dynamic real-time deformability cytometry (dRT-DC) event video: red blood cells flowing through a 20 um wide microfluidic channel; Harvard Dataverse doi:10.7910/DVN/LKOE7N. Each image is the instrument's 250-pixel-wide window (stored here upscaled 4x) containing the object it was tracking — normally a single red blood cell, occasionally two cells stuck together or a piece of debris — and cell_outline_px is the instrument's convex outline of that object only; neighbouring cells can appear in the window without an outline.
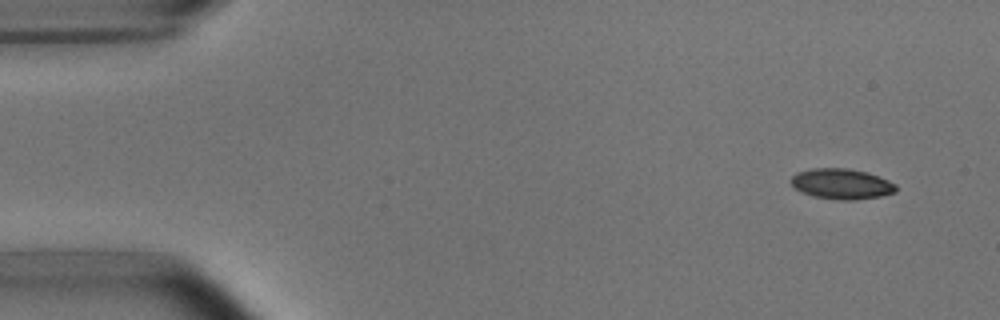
{"species": "common noctule bat (a hibernating species)", "species_latin": "Nyctalus noctula", "temperature_condition": "room temperature", "stored_images_in_passage": 3, "camera_frame_rate_fps": 3000, "um_per_image_px": 0.085, "animal": {"sex": "male", "body_mass_g": 15.6}, "frame": {"image": 1, "passage_image": 1, "time_ms": 0.0, "image_size_px": [1000, 320], "cell_outline_px": [[896, 192], [880, 196], [856, 200], [840, 200], [812, 196], [796, 188], [792, 184], [792, 176], [796, 172], [812, 168], [848, 168], [868, 172], [888, 180], [896, 184]], "centroid_in_image_um": [71.56, 15.62], "position_along_channel_um": 13.4, "area_um2": 18.61}}